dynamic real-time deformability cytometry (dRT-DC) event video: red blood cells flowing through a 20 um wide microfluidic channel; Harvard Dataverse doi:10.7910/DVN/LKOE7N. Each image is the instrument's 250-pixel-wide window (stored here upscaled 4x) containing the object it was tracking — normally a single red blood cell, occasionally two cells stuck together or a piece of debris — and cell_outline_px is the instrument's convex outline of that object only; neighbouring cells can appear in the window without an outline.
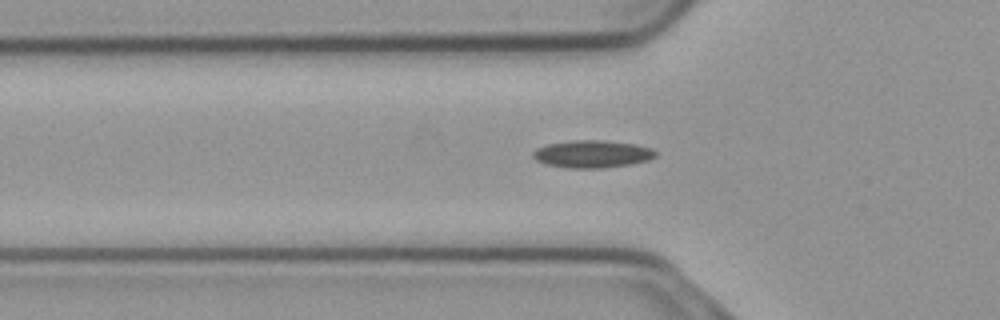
{"species": "common noctule bat (a hibernating species)", "species_latin": "Nyctalus noctula", "temperature_condition": "cold", "stored_images_in_passage": 40, "camera_frame_rate_fps": 3000, "um_per_image_px": 0.085, "animal": {"sex": "male", "body_mass_g": 23.1, "forearm_length_mm": 52.7}, "frame": {"image": 1, "passage_image": 11, "time_ms": 3.333, "image_size_px": [1000, 320], "cell_outline_px": [[656, 156], [648, 160], [628, 164], [600, 168], [568, 168], [548, 164], [536, 160], [532, 156], [532, 152], [536, 148], [548, 144], [572, 140], [600, 140], [632, 144], [652, 148], [656, 152]], "centroid_in_image_um": [50.31, 13.09], "position_along_channel_um": 75.5, "area_um2": 19.36}}
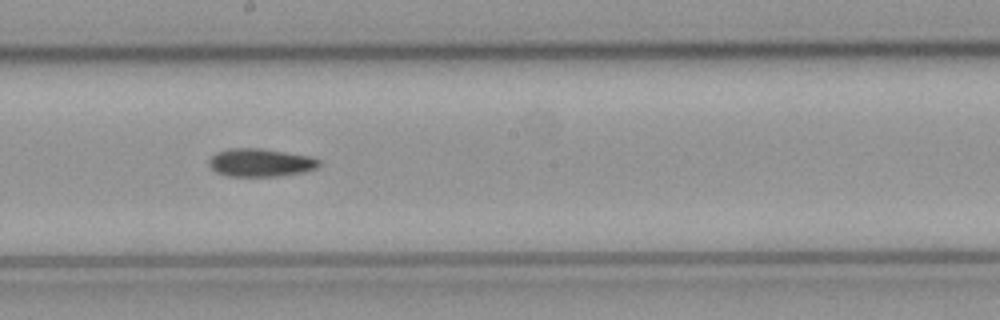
{"frame": {"image": 2, "passage_image": 23, "time_ms": 7.333, "image_size_px": [1000, 320], "cell_outline_px": [[320, 164], [316, 168], [304, 172], [276, 176], [228, 176], [216, 172], [208, 164], [208, 160], [216, 152], [232, 148], [260, 148], [312, 156], [320, 160]], "centroid_in_image_um": [22.15, 13.82], "position_along_channel_um": 226.1, "area_um2": 18.03}}
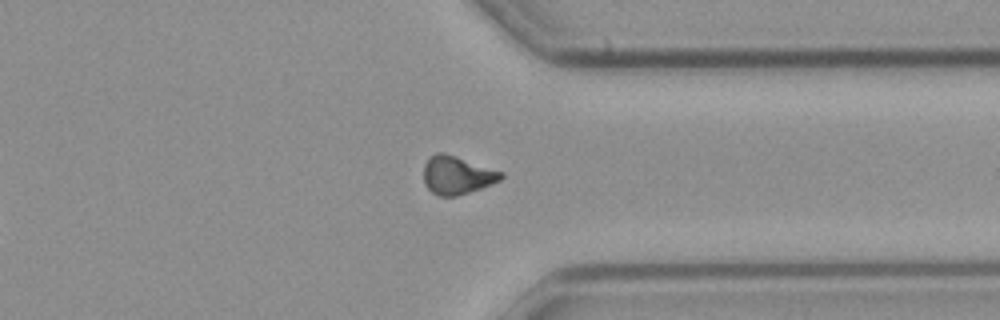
{"frame": {"image": 3, "passage_image": 35, "time_ms": 11.333, "image_size_px": [1000, 320], "cell_outline_px": [[504, 176], [500, 180], [480, 188], [456, 196], [436, 196], [424, 184], [424, 164], [436, 152], [444, 152], [504, 172]], "centroid_in_image_um": [38.84, 14.88], "position_along_channel_um": 372.6, "area_um2": 17.11}, "authors_computed_cell_mechanics": {"area_um2": 17.7157, "velocity_mm_per_s": 3.7286, "shape_relaxation_time_tau1_ms": 10.5585, "shape_relaxation_time_tau2_ms": null, "deformation_change_tau1": 0.1685, "deformation_change_tau2": null}}